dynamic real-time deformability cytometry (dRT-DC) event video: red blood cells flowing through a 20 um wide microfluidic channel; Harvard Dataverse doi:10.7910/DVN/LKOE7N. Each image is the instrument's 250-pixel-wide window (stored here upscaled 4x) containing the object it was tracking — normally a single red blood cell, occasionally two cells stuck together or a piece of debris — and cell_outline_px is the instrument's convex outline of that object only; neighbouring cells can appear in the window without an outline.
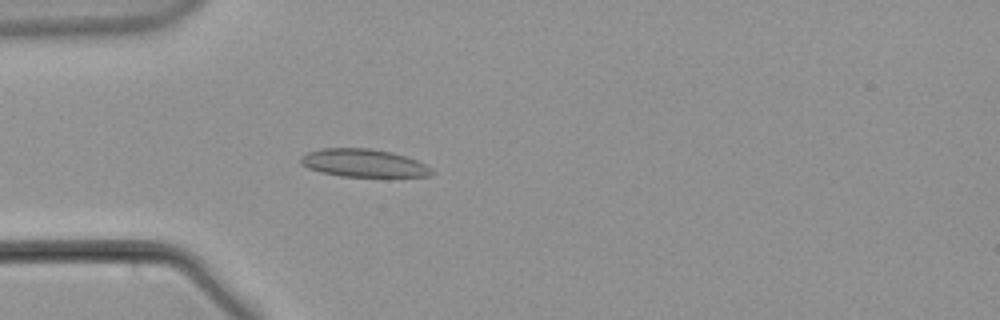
{"species": "common noctule bat (a hibernating species)", "species_latin": "Nyctalus noctula", "temperature_condition": "warm", "stored_images_in_passage": 57, "camera_frame_rate_fps": 3000, "um_per_image_px": 0.085, "animal": {"sex": "male", "body_mass_g": 21.5, "forearm_length_mm": 52.0}, "frame": {"image": 1, "passage_image": 17, "time_ms": 5.333, "image_size_px": [1000, 320], "cell_outline_px": [[436, 172], [428, 176], [340, 176], [320, 172], [308, 168], [300, 164], [300, 156], [308, 152], [320, 148], [372, 148], [392, 152], [416, 160], [432, 168]], "centroid_in_image_um": [30.87, 13.85], "position_along_channel_um": 54.1, "area_um2": 21.33}}
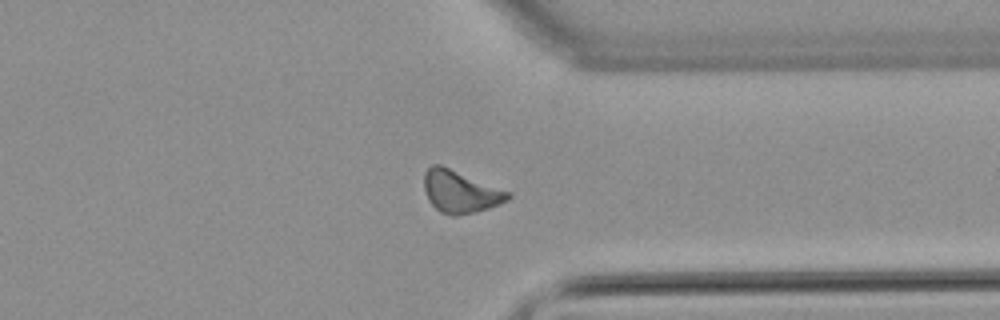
{"frame": {"image": 2, "passage_image": 44, "time_ms": 14.333, "image_size_px": [1000, 320], "cell_outline_px": [[512, 196], [508, 200], [500, 204], [476, 212], [456, 216], [452, 216], [440, 212], [428, 200], [424, 188], [424, 172], [432, 164], [440, 164], [512, 192]], "centroid_in_image_um": [39.14, 16.29], "position_along_channel_um": 372.3, "area_um2": 20.87}}
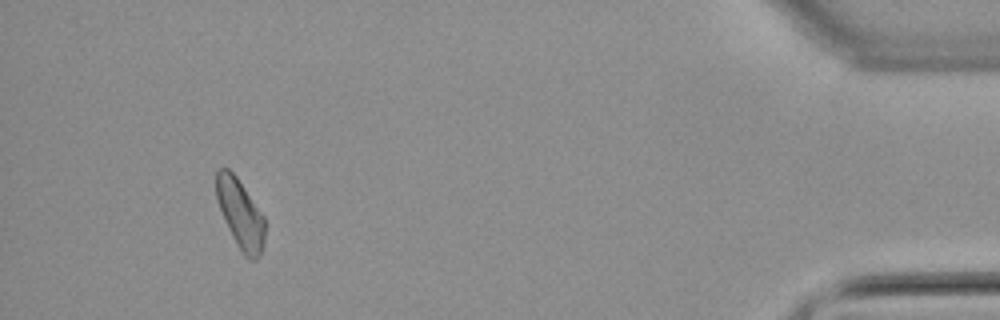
{"frame": {"image": 3, "passage_image": 53, "time_ms": 17.333, "image_size_px": [1000, 320], "cell_outline_px": [[264, 240], [260, 252], [256, 260], [248, 260], [244, 256], [232, 236], [228, 228], [216, 200], [216, 168], [228, 168], [236, 176], [264, 216]], "centroid_in_image_um": [20.4, 18.16], "position_along_channel_um": 414.8, "area_um2": 19.42}}